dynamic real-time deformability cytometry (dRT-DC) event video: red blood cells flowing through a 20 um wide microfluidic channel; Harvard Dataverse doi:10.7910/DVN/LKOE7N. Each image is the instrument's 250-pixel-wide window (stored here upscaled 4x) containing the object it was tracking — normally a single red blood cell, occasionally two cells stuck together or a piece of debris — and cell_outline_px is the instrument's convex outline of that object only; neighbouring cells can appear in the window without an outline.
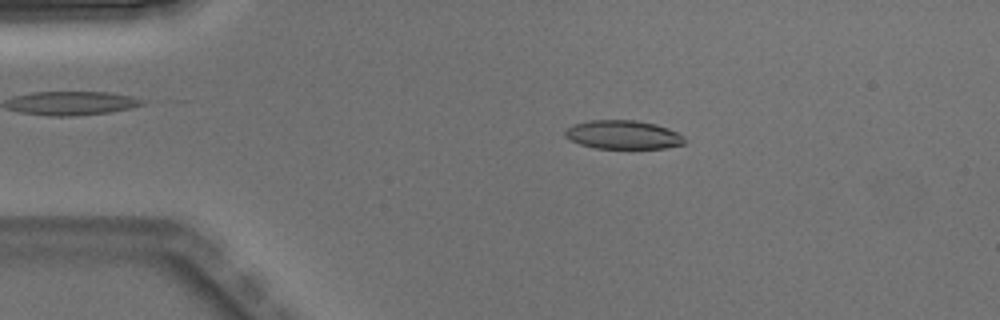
{"species": "Egyptian fruit bat (a non-hibernating species)", "species_latin": "Rousettus aegyptiacus", "temperature_condition": "warm", "stored_images_in_passage": 2, "camera_frame_rate_fps": 3000, "um_per_image_px": 0.085, "animal": {"sex": "male"}, "frame": {"image": 1, "passage_image": 1, "time_ms": 0.0, "image_size_px": [1000, 320], "cell_outline_px": [[684, 144], [664, 148], [596, 148], [580, 144], [564, 136], [564, 132], [572, 124], [588, 120], [636, 120], [656, 124], [668, 128], [684, 136]], "centroid_in_image_um": [52.95, 11.44], "position_along_channel_um": 32.0, "area_um2": 19.94}}